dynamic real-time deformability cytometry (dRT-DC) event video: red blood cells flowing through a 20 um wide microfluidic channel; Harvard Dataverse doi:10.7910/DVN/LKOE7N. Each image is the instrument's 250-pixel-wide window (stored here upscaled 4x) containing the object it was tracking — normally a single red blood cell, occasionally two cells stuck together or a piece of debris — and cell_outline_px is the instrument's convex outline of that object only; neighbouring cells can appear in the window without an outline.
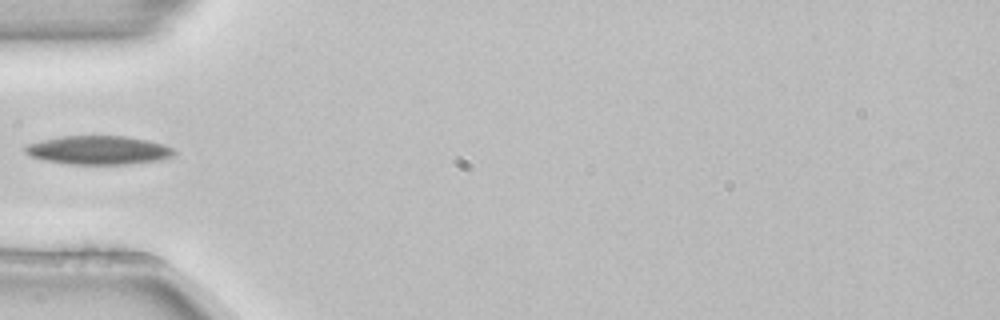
{"species": "common noctule bat (a hibernating species)", "species_latin": "Nyctalus noctula", "temperature_condition": "room temperature", "stored_images_in_passage": 4, "camera_frame_rate_fps": 3000, "um_per_image_px": 0.085, "animal": {"sex": "female", "body_mass_g": 22.7, "forearm_length_mm": 54.2}, "frame": {"image": 1, "passage_image": 4, "time_ms": 1.0, "image_size_px": [1000, 320], "cell_outline_px": [[176, 152], [172, 156], [160, 160], [132, 164], [72, 164], [44, 160], [32, 156], [24, 152], [24, 144], [64, 136], [124, 136], [148, 140], [164, 144], [172, 148]], "centroid_in_image_um": [8.38, 12.76], "position_along_channel_um": 76.6, "area_um2": 24.85}}